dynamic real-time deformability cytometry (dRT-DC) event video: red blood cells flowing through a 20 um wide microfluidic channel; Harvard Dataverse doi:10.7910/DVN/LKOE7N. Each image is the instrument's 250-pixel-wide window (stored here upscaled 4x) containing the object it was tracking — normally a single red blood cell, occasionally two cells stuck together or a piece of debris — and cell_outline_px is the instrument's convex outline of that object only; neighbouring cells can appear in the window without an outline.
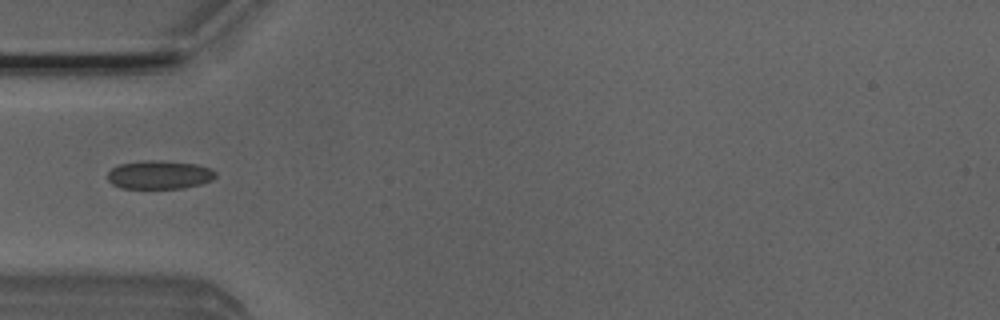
{"species": "Egyptian fruit bat (a non-hibernating species)", "species_latin": "Rousettus aegyptiacus", "temperature_condition": "room temperature", "stored_images_in_passage": 36, "camera_frame_rate_fps": 3000, "um_per_image_px": 0.085, "animal": {"sex": "male"}, "frame": {"image": 1, "passage_image": 1, "time_ms": 0.0, "image_size_px": [1000, 320], "cell_outline_px": [[216, 176], [212, 180], [200, 184], [184, 188], [120, 188], [112, 184], [108, 180], [108, 172], [112, 168], [120, 164], [144, 160], [152, 160], [196, 164], [212, 168], [216, 172]], "centroid_in_image_um": [13.55, 14.86], "position_along_channel_um": 71.4, "area_um2": 17.92}}
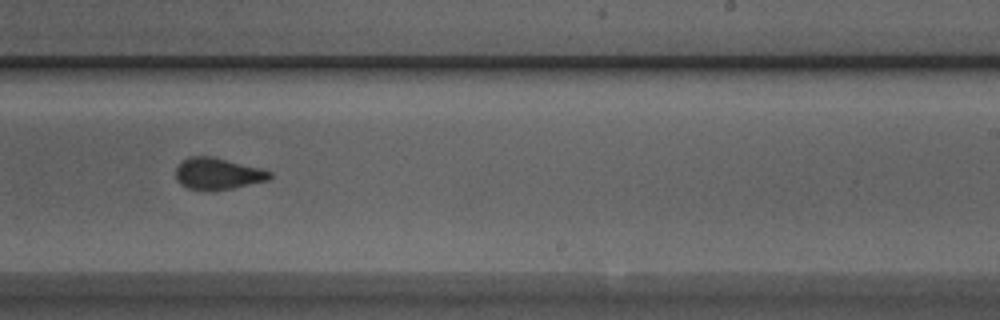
{"frame": {"image": 2, "passage_image": 16, "time_ms": 5.0, "image_size_px": [1000, 320], "cell_outline_px": [[272, 176], [268, 180], [232, 188], [212, 192], [188, 188], [180, 184], [176, 180], [176, 168], [180, 160], [188, 156], [212, 156], [260, 168], [272, 172]], "centroid_in_image_um": [18.46, 14.77], "position_along_channel_um": 270.5, "area_um2": 17.57}}
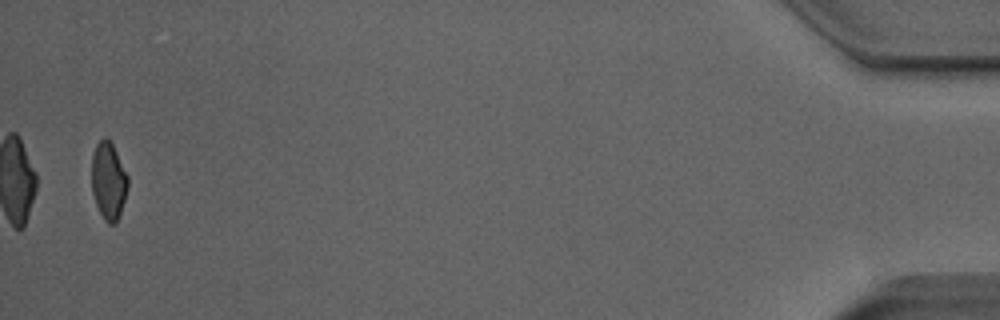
{"frame": {"image": 3, "passage_image": 35, "time_ms": 11.333, "image_size_px": [1000, 320], "cell_outline_px": [[128, 188], [116, 224], [108, 224], [104, 220], [96, 204], [92, 192], [92, 156], [96, 144], [104, 136], [112, 144], [128, 176]], "centroid_in_image_um": [9.22, 15.39], "position_along_channel_um": 426.0, "area_um2": 16.18}}